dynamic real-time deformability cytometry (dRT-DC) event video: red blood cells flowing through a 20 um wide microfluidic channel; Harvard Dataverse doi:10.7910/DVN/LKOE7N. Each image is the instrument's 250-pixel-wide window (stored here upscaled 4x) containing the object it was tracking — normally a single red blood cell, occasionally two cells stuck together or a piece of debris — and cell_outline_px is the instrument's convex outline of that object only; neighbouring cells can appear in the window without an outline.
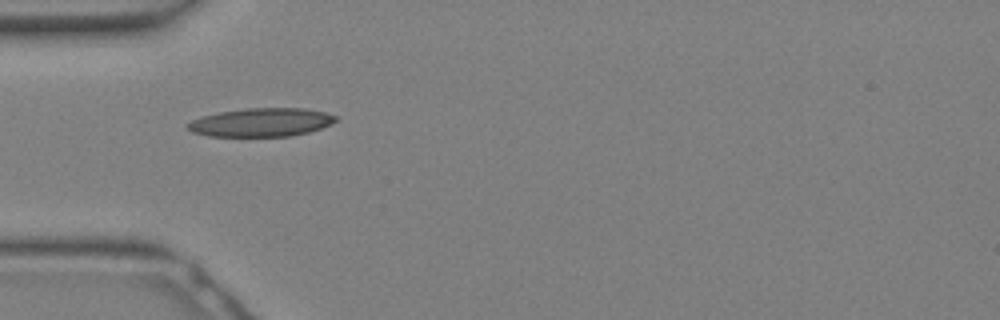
{"species": "Egyptian fruit bat (a non-hibernating species)", "species_latin": "Rousettus aegyptiacus", "temperature_condition": "warm", "stored_images_in_passage": 12, "camera_frame_rate_fps": 3000, "um_per_image_px": 0.085, "animal": {"sex": "female"}, "frame": {"image": 1, "passage_image": 1, "time_ms": 0.0, "image_size_px": [1000, 320], "cell_outline_px": [[336, 120], [332, 124], [308, 132], [288, 136], [208, 136], [192, 132], [184, 124], [200, 116], [220, 112], [248, 108], [304, 108], [324, 112], [336, 116]], "centroid_in_image_um": [22.17, 10.4], "position_along_channel_um": 62.8, "area_um2": 24.51}}
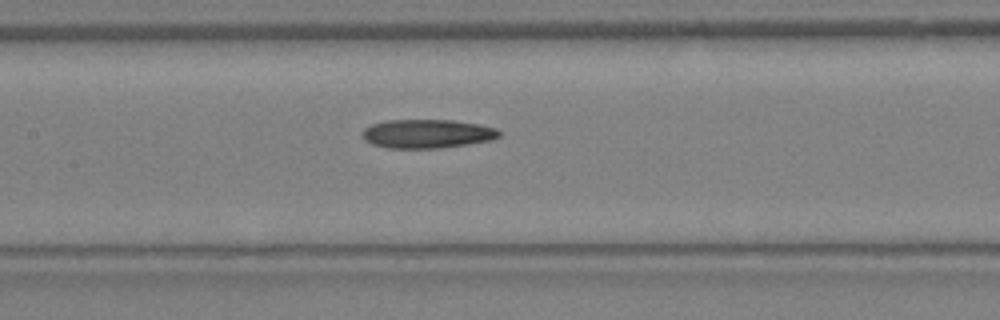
{"frame": {"image": 2, "passage_image": 6, "time_ms": 1.667, "image_size_px": [1000, 320], "cell_outline_px": [[500, 136], [488, 140], [440, 148], [388, 148], [372, 144], [364, 140], [364, 128], [372, 124], [388, 120], [452, 120], [480, 124], [496, 128], [500, 132]], "centroid_in_image_um": [36.29, 11.36], "position_along_channel_um": 171.1, "area_um2": 22.72}}
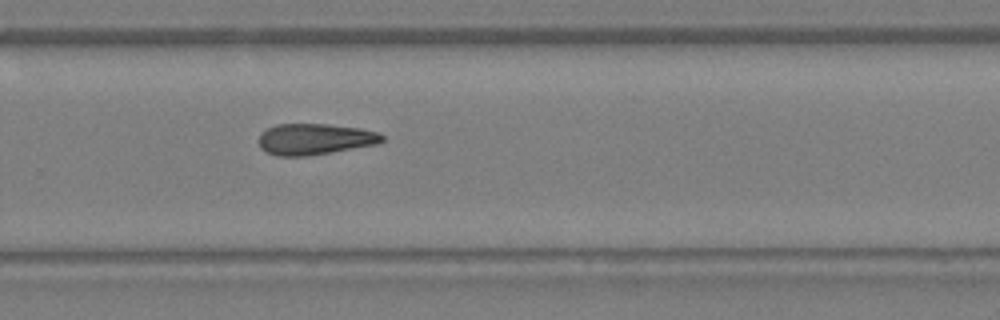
{"frame": {"image": 3, "passage_image": 12, "time_ms": 3.667, "image_size_px": [1000, 320], "cell_outline_px": [[384, 140], [376, 144], [332, 152], [308, 156], [276, 156], [260, 148], [256, 140], [260, 132], [276, 124], [328, 124], [360, 128], [380, 132], [384, 136]], "centroid_in_image_um": [26.72, 11.82], "position_along_channel_um": 303.1, "area_um2": 22.66}}